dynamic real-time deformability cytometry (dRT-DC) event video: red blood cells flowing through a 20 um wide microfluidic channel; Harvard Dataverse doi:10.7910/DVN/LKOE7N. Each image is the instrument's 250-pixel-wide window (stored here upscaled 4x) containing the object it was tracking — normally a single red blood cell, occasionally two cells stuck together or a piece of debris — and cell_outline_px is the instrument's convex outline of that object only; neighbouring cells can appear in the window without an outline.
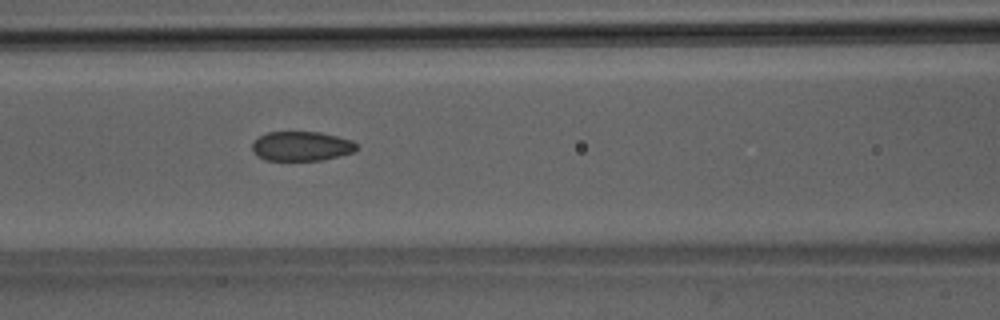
{"species": "Egyptian fruit bat (a non-hibernating species)", "species_latin": "Rousettus aegyptiacus", "temperature_condition": "room temperature", "stored_images_in_passage": 52, "camera_frame_rate_fps": 3000, "um_per_image_px": 0.085, "animal": {"sex": "male"}, "frame": {"image": 1, "passage_image": 23, "time_ms": 7.333, "image_size_px": [1000, 320], "cell_outline_px": [[360, 148], [352, 152], [320, 160], [264, 160], [256, 156], [252, 152], [252, 144], [260, 136], [268, 132], [320, 132], [352, 140]], "centroid_in_image_um": [25.6, 12.42], "position_along_channel_um": 141.0, "area_um2": 17.86}}
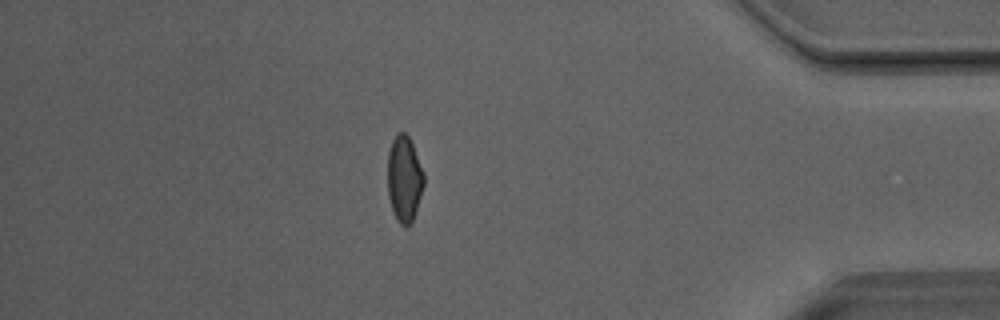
{"frame": {"image": 2, "passage_image": 45, "time_ms": 14.667, "image_size_px": [1000, 320], "cell_outline_px": [[424, 184], [416, 212], [412, 220], [408, 224], [400, 224], [396, 220], [392, 212], [388, 196], [388, 152], [392, 140], [400, 132], [404, 132], [408, 136], [412, 144], [424, 172]], "centroid_in_image_um": [34.36, 15.21], "position_along_channel_um": 400.8, "area_um2": 18.09}}
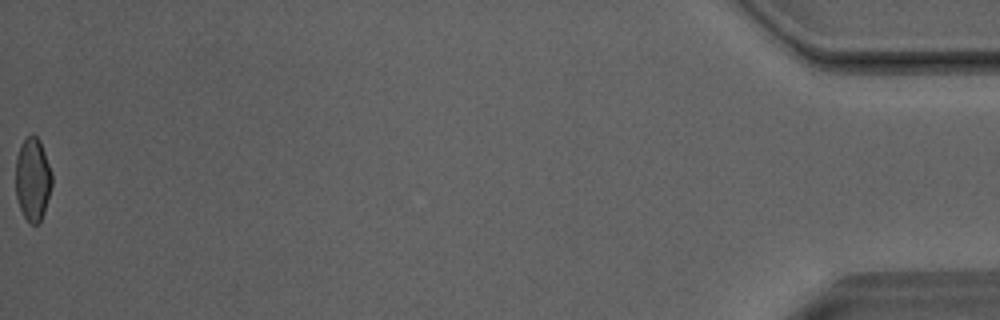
{"frame": {"image": 3, "passage_image": 52, "time_ms": 17.0, "image_size_px": [1000, 320], "cell_outline_px": [[52, 184], [44, 212], [40, 220], [36, 224], [32, 224], [24, 216], [20, 208], [16, 196], [16, 156], [20, 144], [32, 132], [40, 140], [52, 172]], "centroid_in_image_um": [2.78, 15.19], "position_along_channel_um": 432.4, "area_um2": 17.57}, "authors_computed_cell_mechanics": {"area_um2": 18.8428, "velocity_mm_per_s": 4.0618, "shape_relaxation_time_tau1_ms": 11.2302, "shape_relaxation_time_tau2_ms": 1.0198, "deformation_change_tau1": 0.2101, "deformation_change_tau2": 0.0482}}